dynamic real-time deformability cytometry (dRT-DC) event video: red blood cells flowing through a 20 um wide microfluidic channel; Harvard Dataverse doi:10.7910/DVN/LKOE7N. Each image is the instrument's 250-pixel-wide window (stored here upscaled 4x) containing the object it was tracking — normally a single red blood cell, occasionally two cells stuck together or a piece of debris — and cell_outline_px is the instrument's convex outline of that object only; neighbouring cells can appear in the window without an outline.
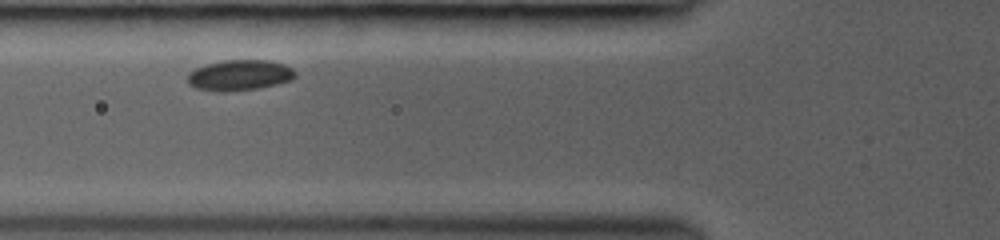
{"species": "common noctule bat (a hibernating species)", "species_latin": "Nyctalus noctula", "temperature_condition": "room temperature", "stored_images_in_passage": 4, "camera_frame_rate_fps": 3000, "um_per_image_px": 0.085, "animal": {"sex": "female", "body_mass_g": 19.0, "forearm_length_mm": 53.3}, "frame": {"image": 1, "passage_image": 3, "time_ms": 1.0, "image_size_px": [1000, 240], "cell_outline_px": [[296, 76], [292, 80], [276, 84], [256, 88], [224, 92], [220, 92], [196, 88], [188, 84], [188, 72], [196, 68], [208, 64], [224, 60], [268, 60], [284, 64], [292, 68], [296, 72]], "centroid_in_image_um": [20.37, 6.39], "position_along_channel_um": 105.4, "area_um2": 19.19}}